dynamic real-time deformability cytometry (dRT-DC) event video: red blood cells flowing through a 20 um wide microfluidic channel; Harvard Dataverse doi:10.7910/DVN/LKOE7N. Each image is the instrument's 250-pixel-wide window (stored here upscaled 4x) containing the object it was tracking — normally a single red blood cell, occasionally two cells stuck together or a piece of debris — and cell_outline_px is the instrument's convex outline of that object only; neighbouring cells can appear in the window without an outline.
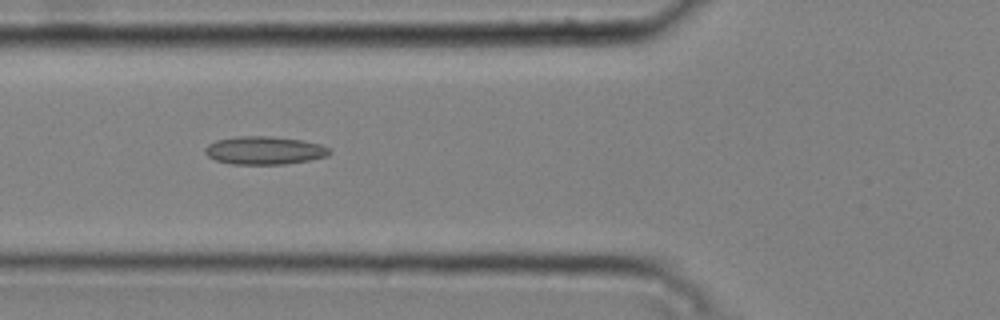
{"species": "common noctule bat (a hibernating species)", "species_latin": "Nyctalus noctula", "temperature_condition": "cold", "stored_images_in_passage": 41, "camera_frame_rate_fps": 3000, "um_per_image_px": 0.085, "animal": {"sex": "male", "body_mass_g": 20.4}, "frame": {"image": 1, "passage_image": 11, "time_ms": 3.333, "image_size_px": [1000, 320], "cell_outline_px": [[332, 152], [328, 156], [308, 160], [284, 164], [232, 164], [216, 160], [208, 156], [204, 152], [204, 148], [208, 144], [216, 140], [236, 136], [268, 136], [300, 140], [320, 144], [328, 148]], "centroid_in_image_um": [22.45, 12.78], "position_along_channel_um": 103.4, "area_um2": 20.29}}
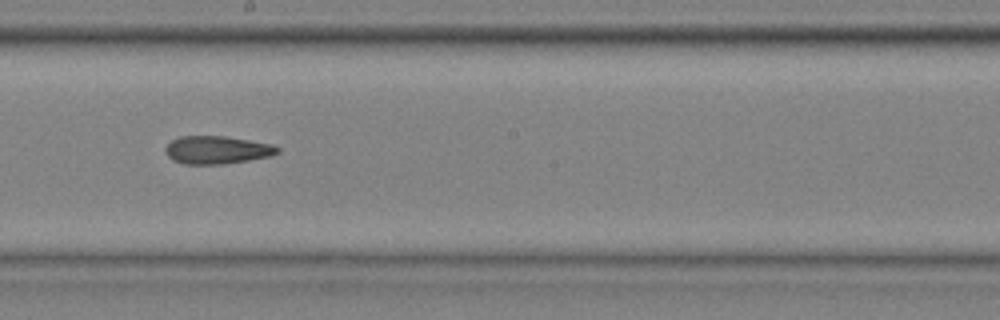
{"frame": {"image": 2, "passage_image": 21, "time_ms": 6.667, "image_size_px": [1000, 320], "cell_outline_px": [[280, 152], [272, 156], [224, 164], [184, 164], [172, 160], [168, 156], [164, 148], [172, 140], [180, 136], [224, 136], [272, 144], [280, 148]], "centroid_in_image_um": [18.45, 12.75], "position_along_channel_um": 229.7, "area_um2": 18.26}}
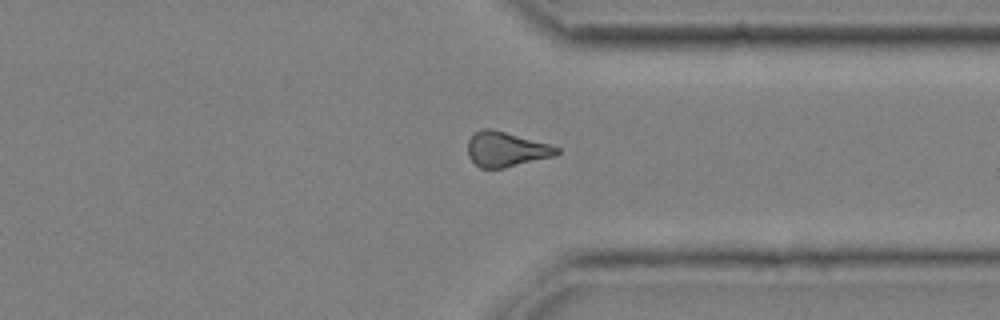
{"frame": {"image": 3, "passage_image": 32, "time_ms": 10.333, "image_size_px": [1000, 320], "cell_outline_px": [[560, 152], [556, 156], [504, 168], [480, 168], [468, 156], [468, 140], [480, 128], [492, 128], [548, 144], [560, 148]], "centroid_in_image_um": [43.02, 12.69], "position_along_channel_um": 368.4, "area_um2": 18.09}, "authors_computed_cell_mechanics": {"area_um2": 18.4382, "velocity_mm_per_s": 3.7892, "shape_relaxation_time_tau1_ms": null, "shape_relaxation_time_tau2_ms": 4.0526, "deformation_change_tau1": null, "deformation_change_tau2": 0.116}}